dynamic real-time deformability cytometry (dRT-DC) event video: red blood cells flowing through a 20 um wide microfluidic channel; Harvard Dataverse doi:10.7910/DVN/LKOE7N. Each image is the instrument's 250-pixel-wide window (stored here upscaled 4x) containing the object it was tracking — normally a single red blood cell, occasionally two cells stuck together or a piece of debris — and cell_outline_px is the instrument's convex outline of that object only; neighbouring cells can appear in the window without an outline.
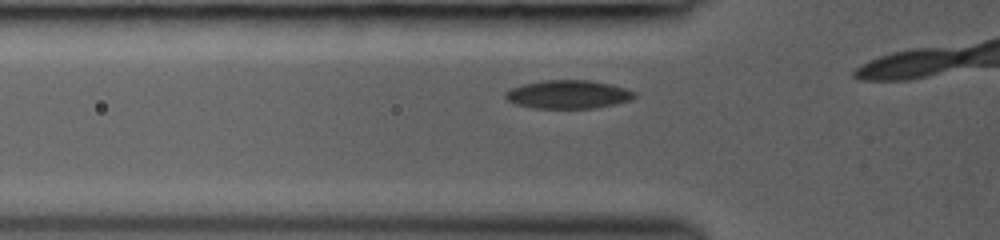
{"species": "common noctule bat (a hibernating species)", "species_latin": "Nyctalus noctula", "temperature_condition": "room temperature", "stored_images_in_passage": 8, "camera_frame_rate_fps": 3000, "um_per_image_px": 0.085, "animal": {"sex": "female", "body_mass_g": 19.0, "forearm_length_mm": 53.3}, "frame": {"image": 1, "passage_image": 4, "time_ms": 1.0, "image_size_px": [1000, 240], "cell_outline_px": [[636, 96], [632, 100], [596, 108], [532, 108], [516, 104], [508, 100], [504, 96], [504, 92], [512, 88], [524, 84], [544, 80], [588, 80], [612, 84], [636, 92]], "centroid_in_image_um": [48.31, 8.02], "position_along_channel_um": 77.5, "area_um2": 21.39}}
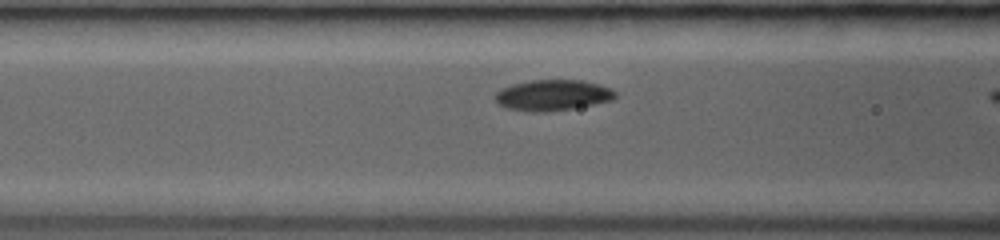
{"frame": {"image": 2, "passage_image": 7, "time_ms": 2.0, "image_size_px": [1000, 240], "cell_outline_px": [[616, 96], [612, 100], [572, 108], [548, 112], [528, 112], [508, 108], [500, 104], [496, 100], [496, 92], [500, 88], [512, 84], [532, 80], [580, 80], [600, 84], [616, 92]], "centroid_in_image_um": [46.96, 8.09], "position_along_channel_um": 119.6, "area_um2": 21.44}}